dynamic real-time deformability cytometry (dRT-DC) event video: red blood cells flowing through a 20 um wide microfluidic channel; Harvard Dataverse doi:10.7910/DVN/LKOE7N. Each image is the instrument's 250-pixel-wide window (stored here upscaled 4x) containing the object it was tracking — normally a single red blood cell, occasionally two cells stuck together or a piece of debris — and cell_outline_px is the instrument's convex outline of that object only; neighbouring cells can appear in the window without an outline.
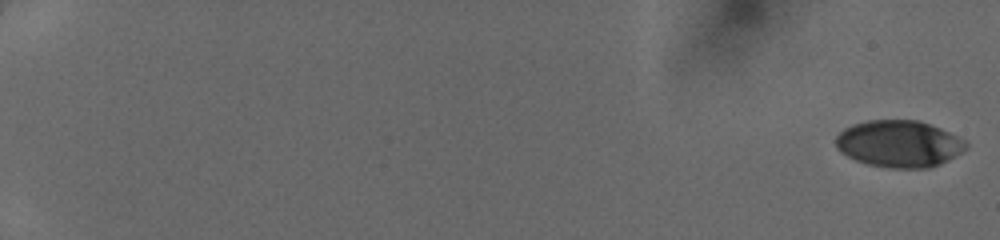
{"species": "human", "species_latin": "Homo sapiens", "temperature_condition": "cold", "stored_images_in_passage": 51, "camera_frame_rate_fps": 3000, "um_per_image_px": 0.085, "donor": {"sex": "female"}, "frame": {"image": 1, "passage_image": 1, "time_ms": 0.0, "image_size_px": [1000, 240], "cell_outline_px": [[968, 148], [940, 164], [928, 168], [892, 168], [868, 164], [856, 160], [840, 152], [836, 148], [836, 136], [844, 128], [852, 124], [868, 120], [920, 120], [940, 128], [964, 140], [968, 144]], "centroid_in_image_um": [76.4, 12.21], "position_along_channel_um": 8.6, "area_um2": 35.49}}
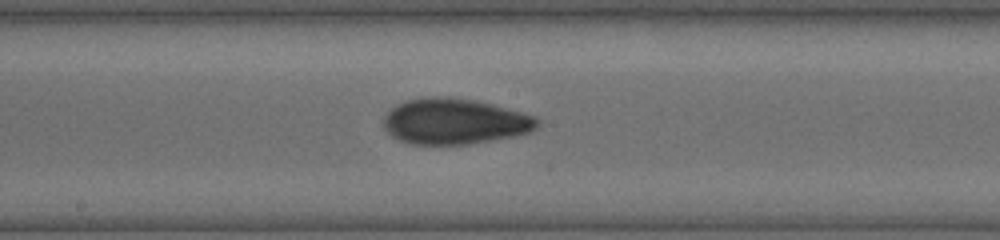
{"frame": {"image": 2, "passage_image": 31, "time_ms": 10.0, "image_size_px": [1000, 240], "cell_outline_px": [[540, 124], [532, 132], [516, 136], [468, 144], [412, 144], [400, 140], [392, 136], [384, 128], [384, 116], [392, 108], [408, 100], [432, 96], [444, 96], [472, 100], [492, 104], [536, 116], [540, 120]], "centroid_in_image_um": [38.69, 10.33], "position_along_channel_um": 209.5, "area_um2": 40.86}}
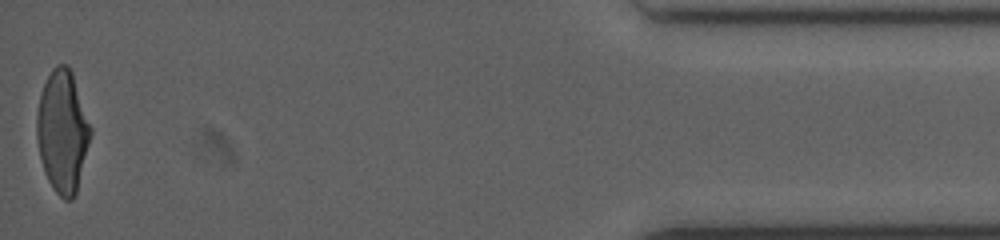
{"frame": {"image": 3, "passage_image": 51, "time_ms": 16.667, "image_size_px": [1000, 240], "cell_outline_px": [[92, 132], [76, 192], [72, 200], [64, 200], [52, 188], [44, 172], [40, 156], [36, 136], [36, 116], [40, 96], [44, 84], [52, 68], [56, 64], [68, 64], [72, 72], [92, 128]], "centroid_in_image_um": [5.31, 11.16], "position_along_channel_um": 429.9, "area_um2": 38.21}}